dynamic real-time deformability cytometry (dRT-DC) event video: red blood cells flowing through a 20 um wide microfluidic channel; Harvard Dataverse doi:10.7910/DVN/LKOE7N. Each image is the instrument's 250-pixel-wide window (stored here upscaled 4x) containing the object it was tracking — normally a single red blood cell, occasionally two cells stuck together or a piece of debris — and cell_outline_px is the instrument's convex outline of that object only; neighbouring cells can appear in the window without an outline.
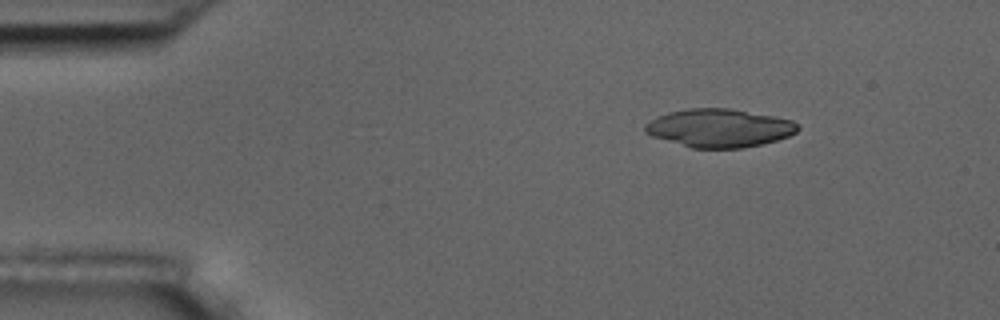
{"species": "common noctule bat (a hibernating species)", "species_latin": "Nyctalus noctula", "temperature_condition": "room temperature", "stored_images_in_passage": 4, "camera_frame_rate_fps": 3000, "um_per_image_px": 0.085, "animal": {"sex": "male", "body_mass_g": 17.5, "forearm_length_mm": 52.3}, "frame": {"image": 1, "passage_image": 2, "time_ms": 1.0, "image_size_px": [1000, 320], "cell_outline_px": [[800, 128], [796, 132], [788, 136], [776, 140], [744, 148], [692, 148], [652, 136], [644, 132], [644, 124], [656, 116], [668, 112], [688, 108], [728, 108], [772, 116], [792, 120]], "centroid_in_image_um": [61.09, 10.88], "position_along_channel_um": 23.9, "area_um2": 33.93}}